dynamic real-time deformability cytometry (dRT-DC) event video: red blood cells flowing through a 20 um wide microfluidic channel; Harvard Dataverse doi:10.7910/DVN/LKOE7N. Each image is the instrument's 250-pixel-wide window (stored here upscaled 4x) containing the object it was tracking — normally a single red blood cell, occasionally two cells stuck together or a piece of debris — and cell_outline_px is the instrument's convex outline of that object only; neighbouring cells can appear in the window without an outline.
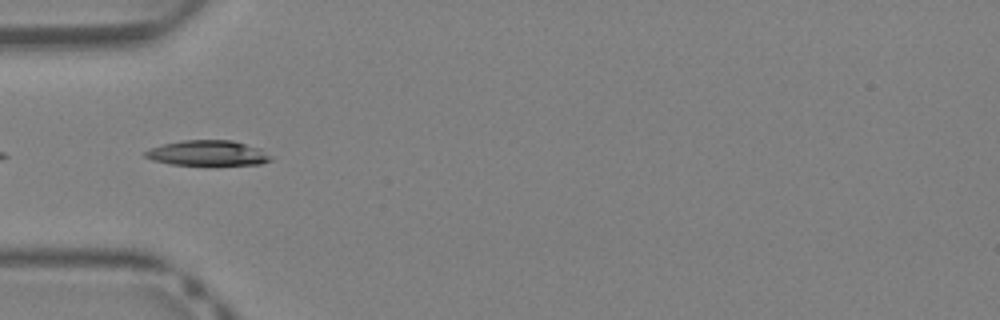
{"species": "Egyptian fruit bat (a non-hibernating species)", "species_latin": "Rousettus aegyptiacus", "temperature_condition": "warm", "stored_images_in_passage": 12, "camera_frame_rate_fps": 3000, "um_per_image_px": 0.085, "animal": {"sex": "female"}, "frame": {"image": 1, "passage_image": 7, "time_ms": 2.0, "image_size_px": [1000, 320], "cell_outline_px": [[272, 160], [260, 164], [168, 164], [152, 160], [144, 156], [144, 152], [152, 148], [164, 144], [184, 140], [232, 140], [260, 148], [272, 156]], "centroid_in_image_um": [17.67, 13.0], "position_along_channel_um": 67.3, "area_um2": 18.21}}